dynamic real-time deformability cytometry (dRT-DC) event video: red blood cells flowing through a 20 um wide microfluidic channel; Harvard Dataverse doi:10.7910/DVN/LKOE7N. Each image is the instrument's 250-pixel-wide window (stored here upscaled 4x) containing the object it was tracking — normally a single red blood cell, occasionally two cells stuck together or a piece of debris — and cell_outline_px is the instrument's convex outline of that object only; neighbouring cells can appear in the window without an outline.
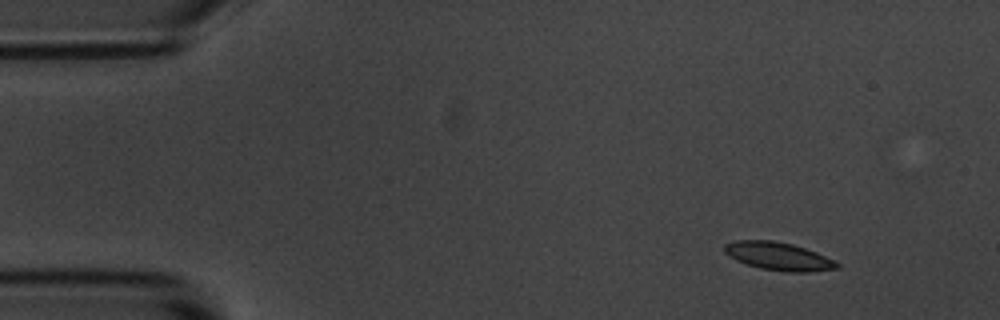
{"species": "common noctule bat (a hibernating species)", "species_latin": "Nyctalus noctula", "temperature_condition": "room temperature", "stored_images_in_passage": 50, "camera_frame_rate_fps": 3000, "um_per_image_px": 0.085, "animal": {"sex": "male", "body_mass_g": 20.1, "forearm_length_mm": 53.5}, "frame": {"image": 1, "passage_image": 1, "time_ms": 0.0, "image_size_px": [1000, 320], "cell_outline_px": [[840, 268], [808, 272], [784, 272], [760, 268], [736, 260], [724, 252], [724, 244], [736, 240], [772, 240], [792, 244], [816, 252], [840, 264]], "centroid_in_image_um": [66.16, 21.78], "position_along_channel_um": 18.8, "area_um2": 18.26}}
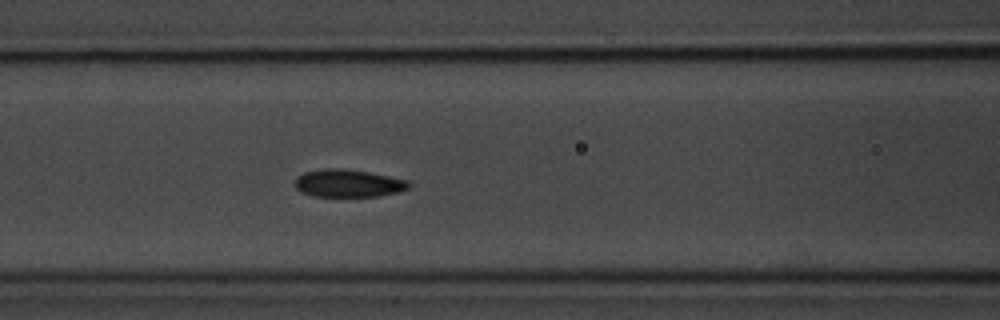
{"frame": {"image": 2, "passage_image": 18, "time_ms": 5.667, "image_size_px": [1000, 320], "cell_outline_px": [[412, 184], [408, 188], [400, 192], [380, 196], [312, 196], [300, 192], [292, 184], [296, 176], [304, 172], [328, 168], [344, 168], [368, 172], [408, 180]], "centroid_in_image_um": [29.57, 15.58], "position_along_channel_um": 137.0, "area_um2": 18.61}}
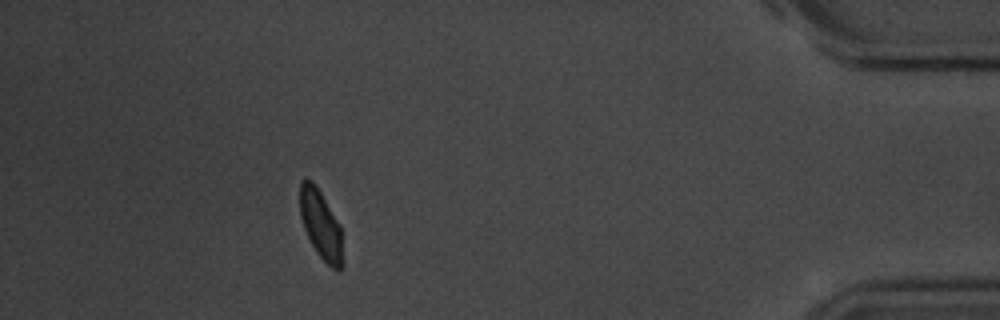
{"frame": {"image": 3, "passage_image": 45, "time_ms": 14.667, "image_size_px": [1000, 320], "cell_outline_px": [[344, 264], [336, 272], [316, 252], [304, 228], [300, 216], [300, 180], [304, 176], [312, 180], [320, 192], [340, 228]], "centroid_in_image_um": [27.25, 19.1], "position_along_channel_um": 408.0, "area_um2": 16.94}, "authors_computed_cell_mechanics": {"area_um2": 18.4671, "velocity_mm_per_s": 3.6121, "shape_relaxation_time_tau1_ms": 3.4387, "shape_relaxation_time_tau2_ms": 1.7509, "deformation_change_tau1": 0.0918, "deformation_change_tau2": 0.0595}}